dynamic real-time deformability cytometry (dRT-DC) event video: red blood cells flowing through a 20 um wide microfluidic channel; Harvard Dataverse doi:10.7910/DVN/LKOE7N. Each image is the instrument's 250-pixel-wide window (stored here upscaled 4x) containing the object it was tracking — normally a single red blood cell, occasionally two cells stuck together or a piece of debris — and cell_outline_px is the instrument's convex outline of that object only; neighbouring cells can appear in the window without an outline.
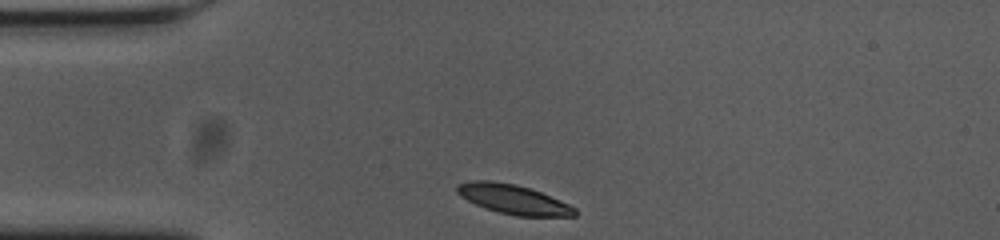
{"species": "common noctule bat (a hibernating species)", "species_latin": "Nyctalus noctula", "temperature_condition": "cold", "stored_images_in_passage": 33, "camera_frame_rate_fps": 3000, "um_per_image_px": 0.085, "animal": {"sex": "female", "body_mass_g": 23.0, "forearm_length_mm": 53.4}, "frame": {"image": 1, "passage_image": 1, "time_ms": 0.0, "image_size_px": [1000, 240], "cell_outline_px": [[576, 216], [516, 216], [484, 208], [460, 196], [456, 192], [456, 184], [472, 180], [488, 180], [516, 184], [540, 192], [560, 200], [576, 208]], "centroid_in_image_um": [43.6, 16.93], "position_along_channel_um": 41.4, "area_um2": 20.11}}
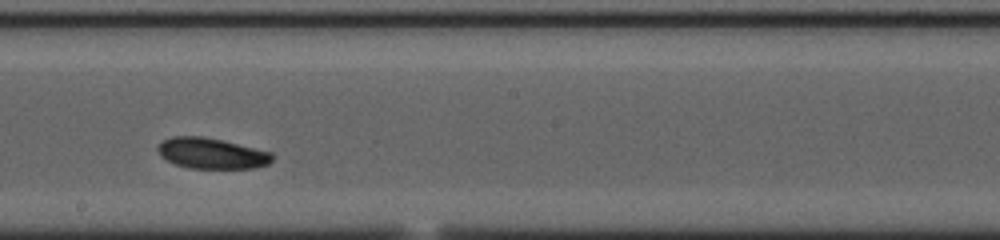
{"frame": {"image": 2, "passage_image": 19, "time_ms": 6.0, "image_size_px": [1000, 240], "cell_outline_px": [[272, 160], [268, 164], [256, 168], [188, 168], [176, 164], [160, 156], [156, 148], [164, 140], [172, 136], [200, 136], [220, 140], [272, 152]], "centroid_in_image_um": [17.97, 13.04], "position_along_channel_um": 230.2, "area_um2": 20.29}}
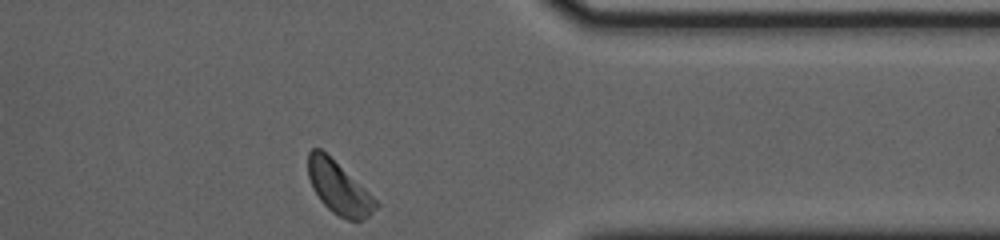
{"frame": {"image": 3, "passage_image": 33, "time_ms": 10.667, "image_size_px": [1000, 240], "cell_outline_px": [[380, 204], [368, 216], [360, 220], [348, 220], [332, 212], [320, 200], [312, 188], [308, 176], [308, 152], [312, 148], [320, 148], [364, 188]], "centroid_in_image_um": [28.76, 15.97], "position_along_channel_um": 382.6, "area_um2": 20.23}, "authors_computed_cell_mechanics": {"area_um2": 20.9236, "velocity_mm_per_s": 3.5676, "shape_relaxation_time_tau1_ms": 2.5955, "shape_relaxation_time_tau2_ms": 10.4522, "deformation_change_tau1": 0.0678, "deformation_change_tau2": 0.1836}}